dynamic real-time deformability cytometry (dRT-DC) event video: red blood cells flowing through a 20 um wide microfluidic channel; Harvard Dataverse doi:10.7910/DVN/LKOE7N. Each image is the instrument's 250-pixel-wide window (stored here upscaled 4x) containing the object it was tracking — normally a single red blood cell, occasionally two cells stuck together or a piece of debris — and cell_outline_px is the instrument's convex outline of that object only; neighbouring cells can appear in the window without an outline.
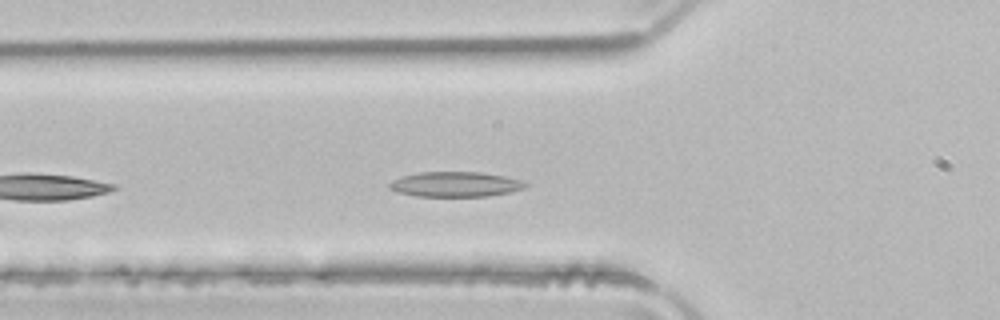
{"species": "common noctule bat (a hibernating species)", "species_latin": "Nyctalus noctula", "temperature_condition": "room temperature", "stored_images_in_passage": 16, "camera_frame_rate_fps": 3000, "um_per_image_px": 0.085, "animal": {"sex": "male", "body_mass_g": 21.5, "forearm_length_mm": 52.0}, "frame": {"image": 1, "passage_image": 5, "time_ms": 1.333, "image_size_px": [1000, 320], "cell_outline_px": [[528, 184], [524, 188], [508, 192], [488, 196], [416, 196], [396, 192], [388, 188], [388, 184], [392, 180], [404, 176], [420, 172], [480, 172], [504, 176], [520, 180]], "centroid_in_image_um": [38.67, 15.66], "position_along_channel_um": 87.1, "area_um2": 19.71}}
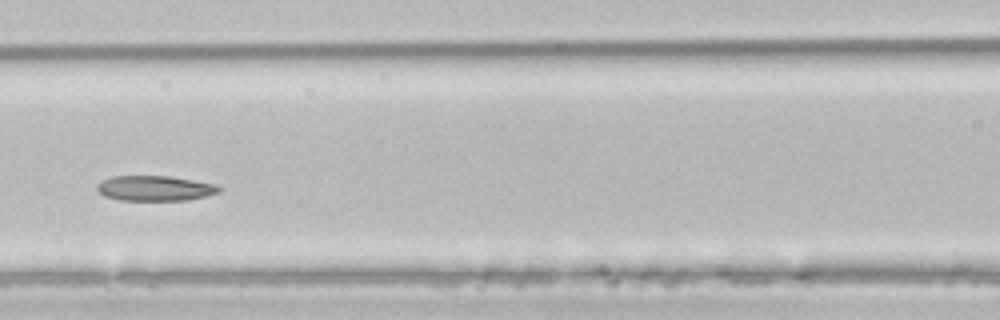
{"frame": {"image": 2, "passage_image": 10, "time_ms": 3.0, "image_size_px": [1000, 320], "cell_outline_px": [[224, 188], [220, 192], [208, 196], [188, 200], [120, 200], [104, 196], [96, 188], [96, 184], [100, 180], [112, 176], [168, 176], [220, 184]], "centroid_in_image_um": [13.23, 16.0], "position_along_channel_um": 153.4, "area_um2": 18.26}}